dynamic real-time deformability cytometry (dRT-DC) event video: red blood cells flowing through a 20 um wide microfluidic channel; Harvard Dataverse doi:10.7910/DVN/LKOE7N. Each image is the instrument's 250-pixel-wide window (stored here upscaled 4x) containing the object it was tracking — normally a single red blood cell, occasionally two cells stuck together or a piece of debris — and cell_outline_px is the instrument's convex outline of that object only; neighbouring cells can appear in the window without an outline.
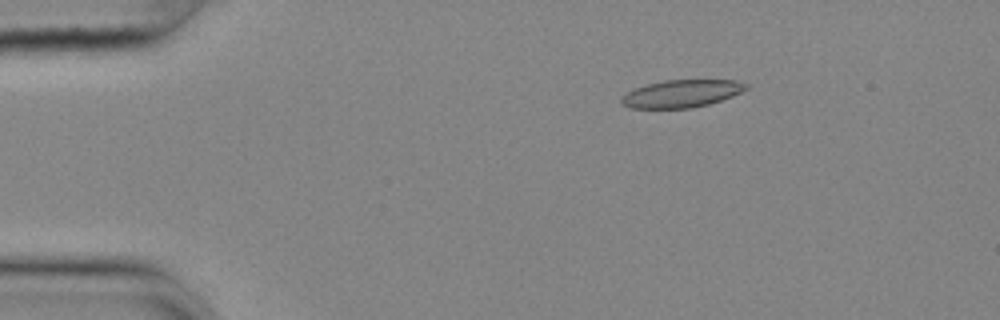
{"species": "common noctule bat (a hibernating species)", "species_latin": "Nyctalus noctula", "temperature_condition": "cold", "stored_images_in_passage": 56, "camera_frame_rate_fps": 3000, "um_per_image_px": 0.085, "animal": {"sex": "female", "body_mass_g": 25.1}, "frame": {"image": 1, "passage_image": 10, "time_ms": 3.0, "image_size_px": [1000, 320], "cell_outline_px": [[748, 88], [732, 96], [708, 104], [692, 108], [632, 108], [620, 104], [620, 96], [632, 88], [664, 80], [736, 80], [748, 84]], "centroid_in_image_um": [57.88, 7.95], "position_along_channel_um": 27.1, "area_um2": 20.11}}
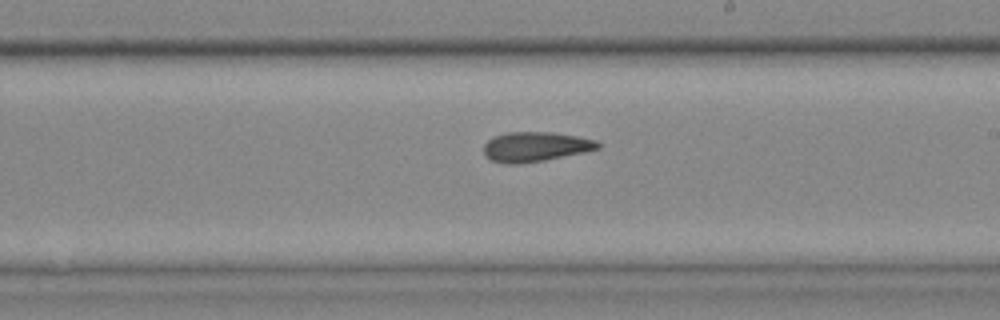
{"frame": {"image": 2, "passage_image": 33, "time_ms": 10.667, "image_size_px": [1000, 320], "cell_outline_px": [[600, 148], [584, 152], [544, 160], [516, 164], [504, 164], [492, 160], [484, 156], [484, 144], [492, 136], [508, 132], [552, 132], [576, 136], [596, 140], [600, 144]], "centroid_in_image_um": [45.47, 12.47], "position_along_channel_um": 243.5, "area_um2": 19.77}}
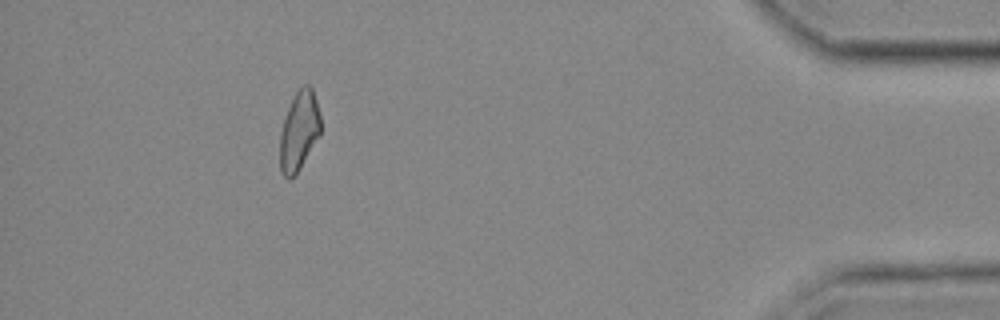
{"frame": {"image": 3, "passage_image": 51, "time_ms": 16.667, "image_size_px": [1000, 320], "cell_outline_px": [[320, 136], [296, 176], [292, 180], [288, 180], [280, 172], [280, 132], [288, 108], [296, 92], [304, 84], [308, 84], [312, 88], [320, 112]], "centroid_in_image_um": [25.43, 11.2], "position_along_channel_um": 409.8, "area_um2": 19.07}, "authors_computed_cell_mechanics": {"area_um2": 19.9121, "velocity_mm_per_s": 3.6635, "shape_relaxation_time_tau1_ms": null, "shape_relaxation_time_tau2_ms": 4.1564, "deformation_change_tau1": null, "deformation_change_tau2": 0.123}}